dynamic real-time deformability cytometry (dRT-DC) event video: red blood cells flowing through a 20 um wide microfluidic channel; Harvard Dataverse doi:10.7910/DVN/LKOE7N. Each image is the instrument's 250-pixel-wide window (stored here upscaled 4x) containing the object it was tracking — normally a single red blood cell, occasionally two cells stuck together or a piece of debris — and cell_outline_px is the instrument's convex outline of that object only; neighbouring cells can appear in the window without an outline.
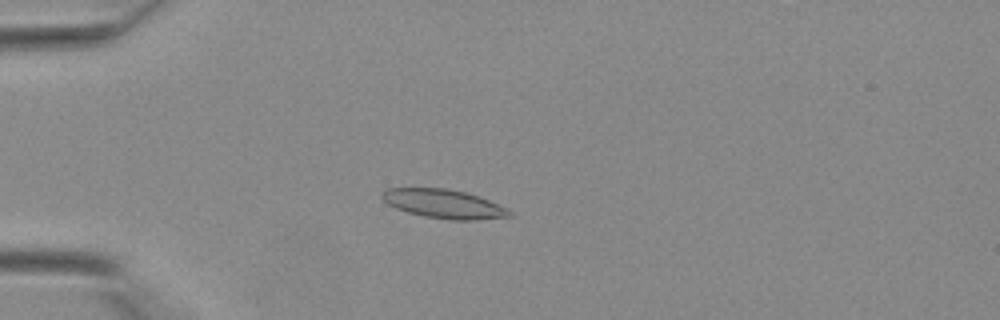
{"species": "Egyptian fruit bat (a non-hibernating species)", "species_latin": "Rousettus aegyptiacus", "temperature_condition": "warm", "stored_images_in_passage": 33, "camera_frame_rate_fps": 3000, "um_per_image_px": 0.085, "animal": {"sex": "female"}, "frame": {"image": 1, "passage_image": 3, "time_ms": 0.667, "image_size_px": [1000, 320], "cell_outline_px": [[512, 216], [476, 220], [452, 220], [424, 216], [408, 212], [396, 208], [388, 204], [380, 196], [380, 192], [388, 188], [444, 188], [468, 192], [508, 208], [512, 212]], "centroid_in_image_um": [37.73, 17.32], "position_along_channel_um": 47.3, "area_um2": 21.5}}
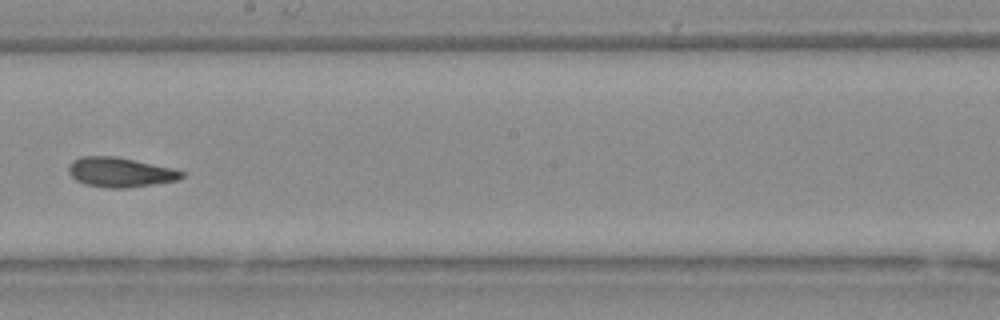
{"frame": {"image": 2, "passage_image": 16, "time_ms": 5.0, "image_size_px": [1000, 320], "cell_outline_px": [[184, 176], [176, 180], [152, 184], [124, 188], [108, 188], [84, 184], [76, 180], [68, 172], [68, 168], [72, 160], [80, 156], [116, 156], [172, 168], [184, 172]], "centroid_in_image_um": [10.17, 14.63], "position_along_channel_um": 238.0, "area_um2": 19.42}}
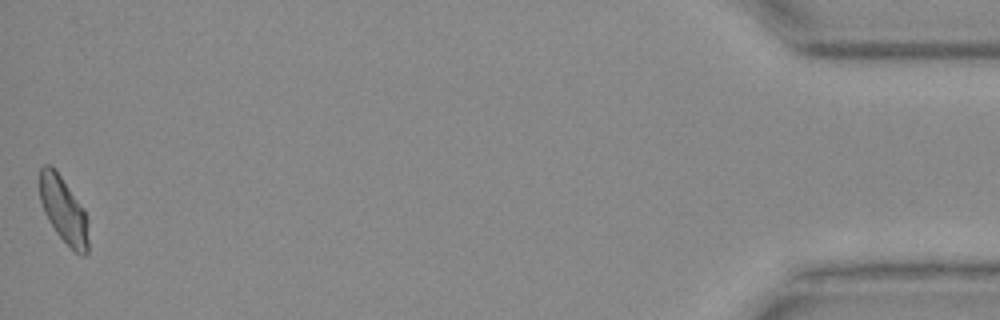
{"frame": {"image": 3, "passage_image": 33, "time_ms": 10.667, "image_size_px": [1000, 320], "cell_outline_px": [[88, 252], [84, 256], [80, 256], [56, 232], [48, 220], [44, 212], [40, 200], [40, 168], [44, 164], [52, 164], [84, 212], [88, 220]], "centroid_in_image_um": [5.39, 17.87], "position_along_channel_um": 429.8, "area_um2": 18.32}}